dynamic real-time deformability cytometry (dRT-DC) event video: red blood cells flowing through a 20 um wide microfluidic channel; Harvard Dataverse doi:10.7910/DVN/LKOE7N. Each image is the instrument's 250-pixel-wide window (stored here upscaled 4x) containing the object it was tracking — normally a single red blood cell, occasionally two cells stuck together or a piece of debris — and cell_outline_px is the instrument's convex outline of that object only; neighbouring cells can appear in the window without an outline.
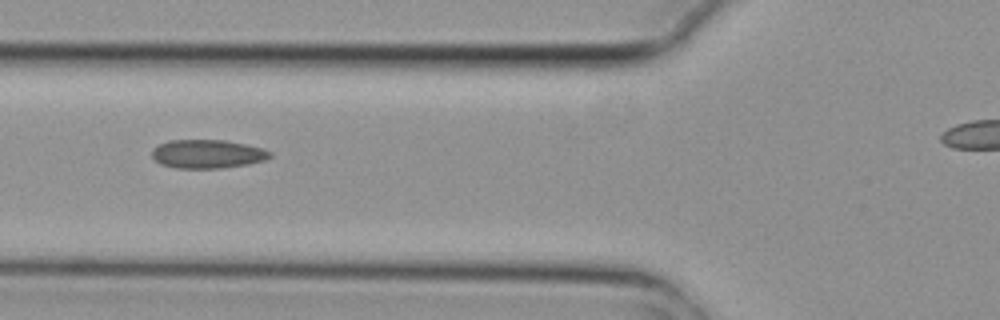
{"species": "common noctule bat (a hibernating species)", "species_latin": "Nyctalus noctula", "temperature_condition": "cold", "stored_images_in_passage": 9, "camera_frame_rate_fps": 3000, "um_per_image_px": 0.085, "animal": {"sex": "female", "body_mass_g": 29.2, "forearm_length_mm": 56.3}, "frame": {"image": 1, "passage_image": 6, "time_ms": 1.667, "image_size_px": [1000, 320], "cell_outline_px": [[272, 156], [264, 160], [248, 164], [220, 168], [176, 168], [160, 164], [152, 156], [152, 148], [168, 140], [224, 140], [244, 144], [260, 148], [272, 152]], "centroid_in_image_um": [17.61, 13.09], "position_along_channel_um": 108.2, "area_um2": 19.59}}
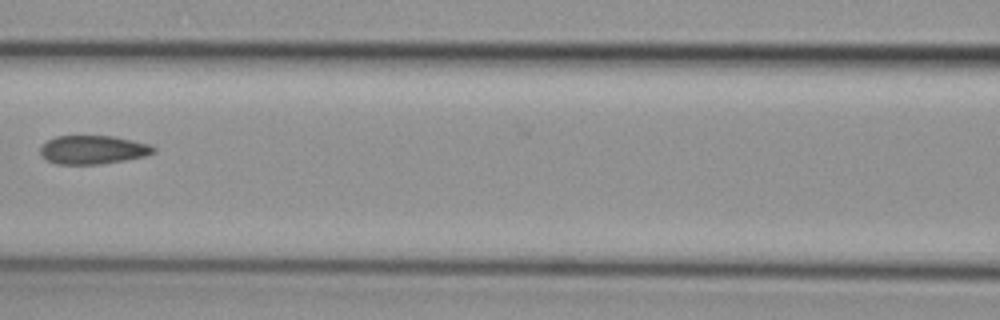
{"frame": {"image": 2, "passage_image": 7, "time_ms": 2.0, "image_size_px": [1000, 320], "cell_outline_px": [[156, 152], [144, 156], [124, 160], [100, 164], [56, 164], [40, 156], [40, 148], [48, 140], [56, 136], [112, 136], [152, 144], [156, 148]], "centroid_in_image_um": [7.92, 12.73], "position_along_channel_um": 158.7, "area_um2": 18.9}}